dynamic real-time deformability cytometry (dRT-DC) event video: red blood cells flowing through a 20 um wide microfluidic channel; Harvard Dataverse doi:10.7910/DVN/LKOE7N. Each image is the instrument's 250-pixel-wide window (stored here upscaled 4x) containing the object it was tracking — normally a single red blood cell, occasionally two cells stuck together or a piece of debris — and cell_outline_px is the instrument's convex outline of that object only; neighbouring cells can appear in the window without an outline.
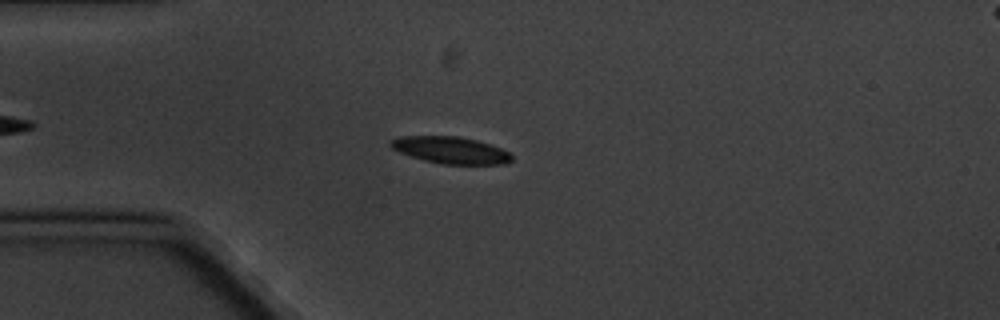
{"species": "common noctule bat (a hibernating species)", "species_latin": "Nyctalus noctula", "temperature_condition": "cold", "stored_images_in_passage": 4, "camera_frame_rate_fps": 3000, "um_per_image_px": 0.085, "animal": {"sex": "male", "body_mass_g": 20.1, "forearm_length_mm": 53.5}, "frame": {"image": 1, "passage_image": 1, "time_ms": 0.0, "image_size_px": [1000, 320], "cell_outline_px": [[512, 160], [504, 164], [444, 164], [424, 160], [400, 152], [392, 148], [388, 144], [392, 140], [400, 136], [460, 136], [476, 140], [500, 148], [508, 152], [512, 156]], "centroid_in_image_um": [38.3, 12.76], "position_along_channel_um": 46.7, "area_um2": 18.73}}